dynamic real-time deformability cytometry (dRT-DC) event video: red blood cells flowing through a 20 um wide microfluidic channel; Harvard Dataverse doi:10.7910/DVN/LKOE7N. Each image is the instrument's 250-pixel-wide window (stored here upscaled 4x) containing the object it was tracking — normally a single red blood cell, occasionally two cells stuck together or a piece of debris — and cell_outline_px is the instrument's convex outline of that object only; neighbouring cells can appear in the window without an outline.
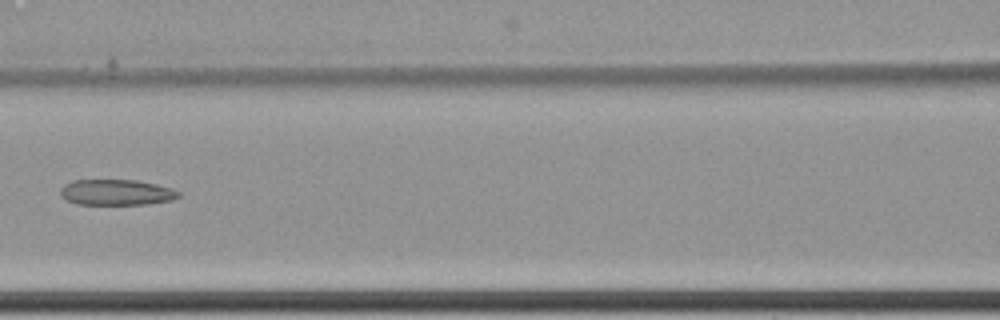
{"species": "common noctule bat (a hibernating species)", "species_latin": "Nyctalus noctula", "temperature_condition": "cold", "stored_images_in_passage": 7, "camera_frame_rate_fps": 3000, "um_per_image_px": 0.085, "animal": {"sex": "female", "body_mass_g": 22.7, "forearm_length_mm": 54.2}, "frame": {"image": 1, "passage_image": 4, "time_ms": 1.0, "image_size_px": [1000, 320], "cell_outline_px": [[180, 196], [172, 200], [148, 204], [76, 204], [68, 200], [60, 192], [60, 188], [64, 184], [72, 180], [136, 180], [156, 184], [180, 192]], "centroid_in_image_um": [9.89, 16.34], "position_along_channel_um": 156.7, "area_um2": 17.57}}
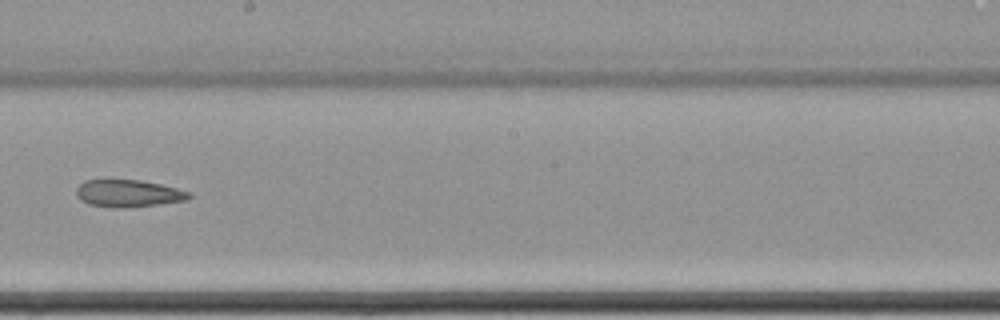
{"frame": {"image": 2, "passage_image": 6, "time_ms": 1.667, "image_size_px": [1000, 320], "cell_outline_px": [[192, 196], [188, 200], [124, 208], [112, 208], [88, 204], [80, 200], [76, 196], [76, 188], [84, 180], [108, 176], [140, 180], [160, 184], [192, 192]], "centroid_in_image_um": [10.83, 16.39], "position_along_channel_um": 237.4, "area_um2": 18.79}}
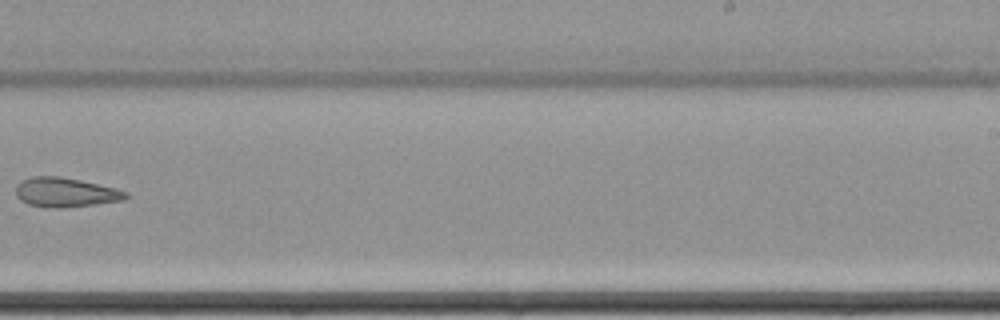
{"frame": {"image": 3, "passage_image": 7, "time_ms": 2.0, "image_size_px": [1000, 320], "cell_outline_px": [[128, 196], [124, 200], [64, 208], [52, 208], [28, 204], [20, 200], [16, 196], [16, 184], [20, 180], [32, 176], [60, 176], [80, 180], [116, 188], [128, 192]], "centroid_in_image_um": [5.54, 16.34], "position_along_channel_um": 283.5, "area_um2": 18.96}}